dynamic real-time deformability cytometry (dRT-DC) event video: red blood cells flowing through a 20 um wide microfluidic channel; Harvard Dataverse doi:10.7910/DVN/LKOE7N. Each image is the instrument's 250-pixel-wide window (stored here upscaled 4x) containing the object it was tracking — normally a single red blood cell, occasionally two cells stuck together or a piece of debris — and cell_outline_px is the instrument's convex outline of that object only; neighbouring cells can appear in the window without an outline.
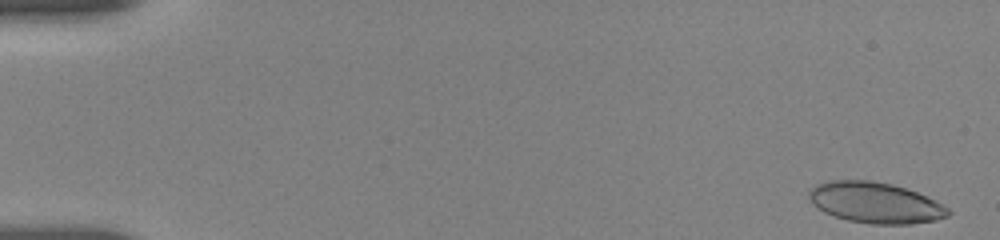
{"species": "human", "species_latin": "Homo sapiens", "temperature_condition": "room temperature", "stored_images_in_passage": 55, "camera_frame_rate_fps": 3000, "um_per_image_px": 0.085, "donor": {"sex": "female"}, "frame": {"image": 1, "passage_image": 2, "time_ms": 0.333, "image_size_px": [1000, 240], "cell_outline_px": [[952, 212], [948, 216], [936, 220], [912, 224], [872, 224], [848, 220], [824, 212], [812, 204], [808, 196], [808, 192], [816, 184], [828, 180], [872, 180], [892, 184], [916, 192], [948, 208]], "centroid_in_image_um": [74.37, 17.23], "position_along_channel_um": 10.6, "area_um2": 33.0}}
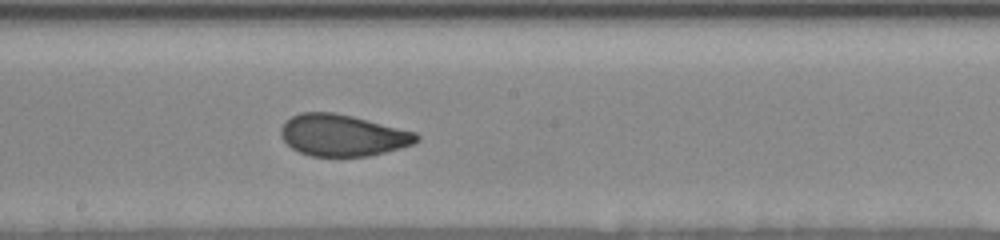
{"frame": {"image": 2, "passage_image": 31, "time_ms": 10.0, "image_size_px": [1000, 240], "cell_outline_px": [[420, 140], [412, 144], [400, 148], [368, 156], [312, 156], [300, 152], [292, 148], [280, 136], [280, 128], [292, 116], [300, 112], [332, 112], [352, 116], [416, 132], [420, 136]], "centroid_in_image_um": [29.13, 11.5], "position_along_channel_um": 219.1, "area_um2": 32.71}}
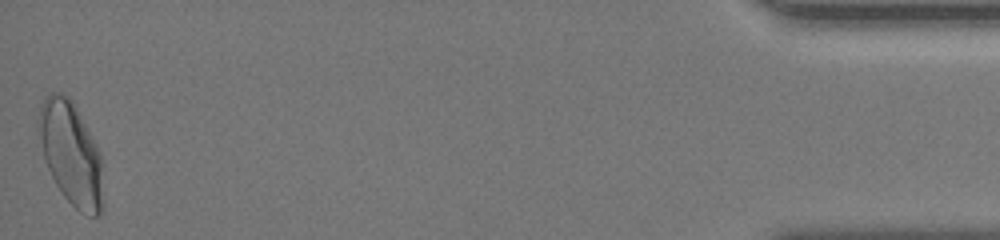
{"frame": {"image": 3, "passage_image": 55, "time_ms": 18.0, "image_size_px": [1000, 240], "cell_outline_px": [[104, 208], [100, 216], [92, 216], [80, 212], [64, 196], [56, 184], [44, 160], [36, 124], [36, 120], [40, 104], [48, 92], [60, 92], [68, 96], [72, 100], [96, 144], [100, 152], [104, 200]], "centroid_in_image_um": [6.02, 13.04], "position_along_channel_um": 429.2, "area_um2": 39.19}, "authors_computed_cell_mechanics": {"area_um2": 33.3506, "velocity_mm_per_s": 3.6786, "shape_relaxation_time_tau1_ms": 5.2507, "shape_relaxation_time_tau2_ms": 0.9726, "deformation_change_tau1": 0.1557, "deformation_change_tau2": 0.0596}}